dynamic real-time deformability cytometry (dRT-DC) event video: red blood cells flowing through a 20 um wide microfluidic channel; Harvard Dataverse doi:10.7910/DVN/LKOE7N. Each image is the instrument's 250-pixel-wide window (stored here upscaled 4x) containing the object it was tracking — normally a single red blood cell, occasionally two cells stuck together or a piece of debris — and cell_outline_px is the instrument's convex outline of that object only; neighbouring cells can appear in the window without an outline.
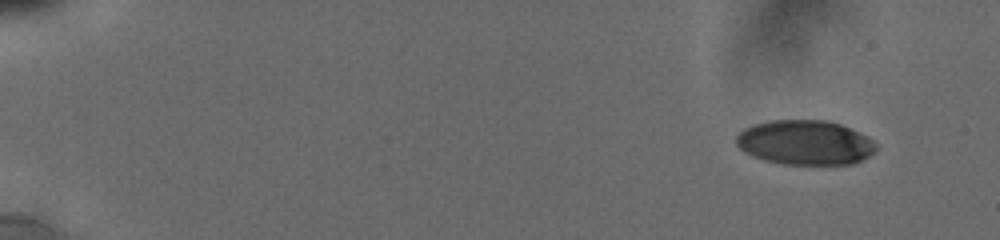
{"species": "human", "species_latin": "Homo sapiens", "temperature_condition": "cold", "stored_images_in_passage": 26, "camera_frame_rate_fps": 3000, "um_per_image_px": 0.085, "donor": {"sex": "male"}, "frame": {"image": 1, "passage_image": 1, "time_ms": 0.0, "image_size_px": [1000, 240], "cell_outline_px": [[876, 148], [868, 156], [852, 164], [784, 164], [764, 160], [752, 156], [744, 152], [736, 144], [736, 136], [744, 128], [752, 124], [768, 120], [828, 120], [840, 124], [868, 136], [876, 144]], "centroid_in_image_um": [68.4, 12.1], "position_along_channel_um": 16.6, "area_um2": 36.41}}
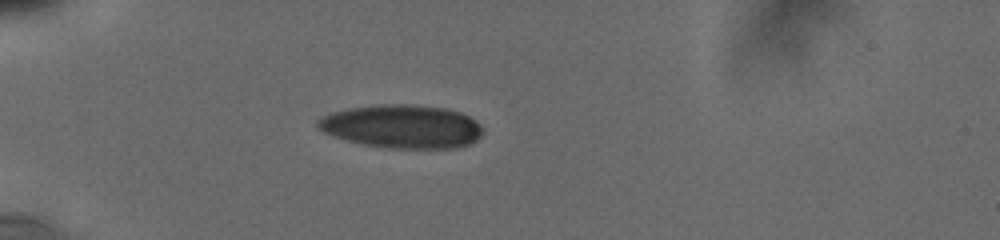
{"frame": {"image": 2, "passage_image": 25, "time_ms": 4.333, "image_size_px": [1000, 240], "cell_outline_px": [[484, 132], [472, 144], [456, 148], [384, 148], [364, 144], [348, 140], [324, 132], [316, 124], [316, 120], [332, 112], [352, 108], [380, 104], [408, 104], [444, 108], [460, 112], [476, 120], [484, 128]], "centroid_in_image_um": [34.24, 10.75], "position_along_channel_um": 50.8, "area_um2": 41.67}}